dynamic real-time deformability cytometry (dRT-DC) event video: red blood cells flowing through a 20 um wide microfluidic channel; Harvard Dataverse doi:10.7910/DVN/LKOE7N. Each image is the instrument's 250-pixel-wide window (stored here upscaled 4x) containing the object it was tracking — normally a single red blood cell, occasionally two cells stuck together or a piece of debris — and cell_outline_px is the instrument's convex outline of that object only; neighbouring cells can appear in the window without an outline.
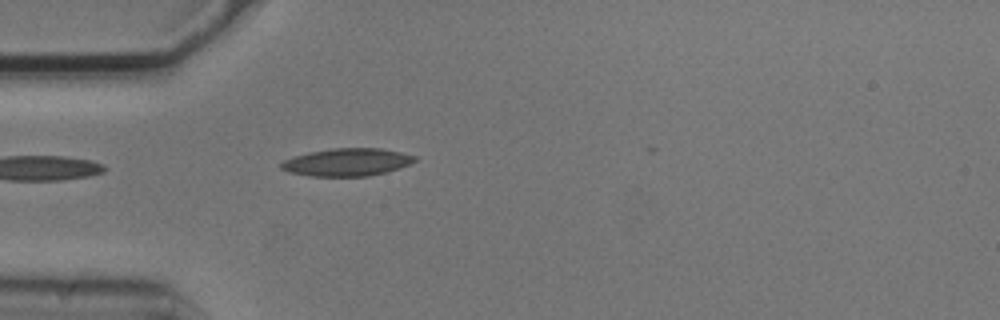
{"species": "common noctule bat (a hibernating species)", "species_latin": "Nyctalus noctula", "temperature_condition": "cold", "stored_images_in_passage": 3, "camera_frame_rate_fps": 3000, "um_per_image_px": 0.085, "animal": {"sex": "male", "body_mass_g": 20.5, "forearm_length_mm": 52.5}, "frame": {"image": 1, "passage_image": 3, "time_ms": 0.667, "image_size_px": [1000, 320], "cell_outline_px": [[416, 160], [400, 168], [368, 176], [312, 176], [288, 172], [280, 168], [280, 164], [284, 160], [308, 152], [332, 148], [380, 148], [400, 152], [416, 156]], "centroid_in_image_um": [29.48, 13.78], "position_along_channel_um": 55.5, "area_um2": 21.39}}